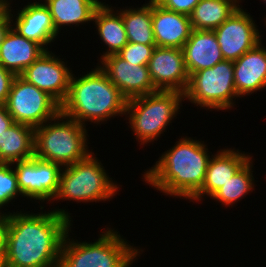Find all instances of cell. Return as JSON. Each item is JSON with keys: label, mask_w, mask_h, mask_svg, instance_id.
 Masks as SVG:
<instances>
[{"label": "cell", "mask_w": 266, "mask_h": 267, "mask_svg": "<svg viewBox=\"0 0 266 267\" xmlns=\"http://www.w3.org/2000/svg\"><path fill=\"white\" fill-rule=\"evenodd\" d=\"M70 215L63 209L7 212V267H59Z\"/></svg>", "instance_id": "cell-1"}, {"label": "cell", "mask_w": 266, "mask_h": 267, "mask_svg": "<svg viewBox=\"0 0 266 267\" xmlns=\"http://www.w3.org/2000/svg\"><path fill=\"white\" fill-rule=\"evenodd\" d=\"M178 140L143 177L165 195L191 200L202 188L210 154L204 141L187 136Z\"/></svg>", "instance_id": "cell-2"}, {"label": "cell", "mask_w": 266, "mask_h": 267, "mask_svg": "<svg viewBox=\"0 0 266 267\" xmlns=\"http://www.w3.org/2000/svg\"><path fill=\"white\" fill-rule=\"evenodd\" d=\"M127 101L97 65L81 77L72 74L61 113L83 126L86 121L98 125L111 117L125 115Z\"/></svg>", "instance_id": "cell-3"}, {"label": "cell", "mask_w": 266, "mask_h": 267, "mask_svg": "<svg viewBox=\"0 0 266 267\" xmlns=\"http://www.w3.org/2000/svg\"><path fill=\"white\" fill-rule=\"evenodd\" d=\"M69 231L61 246L59 267H130L141 254V249L109 227L95 242L70 240Z\"/></svg>", "instance_id": "cell-4"}, {"label": "cell", "mask_w": 266, "mask_h": 267, "mask_svg": "<svg viewBox=\"0 0 266 267\" xmlns=\"http://www.w3.org/2000/svg\"><path fill=\"white\" fill-rule=\"evenodd\" d=\"M87 133L86 126L60 112L35 128L34 156L62 167L79 162L92 152L87 147Z\"/></svg>", "instance_id": "cell-5"}, {"label": "cell", "mask_w": 266, "mask_h": 267, "mask_svg": "<svg viewBox=\"0 0 266 267\" xmlns=\"http://www.w3.org/2000/svg\"><path fill=\"white\" fill-rule=\"evenodd\" d=\"M182 100L184 93L180 91L157 90L127 101L125 116L140 145L157 141L177 116Z\"/></svg>", "instance_id": "cell-6"}, {"label": "cell", "mask_w": 266, "mask_h": 267, "mask_svg": "<svg viewBox=\"0 0 266 267\" xmlns=\"http://www.w3.org/2000/svg\"><path fill=\"white\" fill-rule=\"evenodd\" d=\"M107 174L101 161L91 152L79 162L62 168L54 201L65 199L90 203L112 199L119 187Z\"/></svg>", "instance_id": "cell-7"}, {"label": "cell", "mask_w": 266, "mask_h": 267, "mask_svg": "<svg viewBox=\"0 0 266 267\" xmlns=\"http://www.w3.org/2000/svg\"><path fill=\"white\" fill-rule=\"evenodd\" d=\"M233 73V61L225 59L211 68L192 73L184 99L201 108L217 111L234 107L233 98L239 96L235 89Z\"/></svg>", "instance_id": "cell-8"}, {"label": "cell", "mask_w": 266, "mask_h": 267, "mask_svg": "<svg viewBox=\"0 0 266 267\" xmlns=\"http://www.w3.org/2000/svg\"><path fill=\"white\" fill-rule=\"evenodd\" d=\"M14 122L38 127L53 120L61 106L47 93L16 75L4 104Z\"/></svg>", "instance_id": "cell-9"}, {"label": "cell", "mask_w": 266, "mask_h": 267, "mask_svg": "<svg viewBox=\"0 0 266 267\" xmlns=\"http://www.w3.org/2000/svg\"><path fill=\"white\" fill-rule=\"evenodd\" d=\"M11 164L14 165L22 197L40 200L41 203L46 200L54 201L59 189L62 170L60 164L41 160L35 156Z\"/></svg>", "instance_id": "cell-10"}, {"label": "cell", "mask_w": 266, "mask_h": 267, "mask_svg": "<svg viewBox=\"0 0 266 267\" xmlns=\"http://www.w3.org/2000/svg\"><path fill=\"white\" fill-rule=\"evenodd\" d=\"M223 58L236 61L261 42V35L250 13L238 7L219 27L214 29Z\"/></svg>", "instance_id": "cell-11"}, {"label": "cell", "mask_w": 266, "mask_h": 267, "mask_svg": "<svg viewBox=\"0 0 266 267\" xmlns=\"http://www.w3.org/2000/svg\"><path fill=\"white\" fill-rule=\"evenodd\" d=\"M71 71L67 62L46 50L20 76L47 93L61 106L69 92Z\"/></svg>", "instance_id": "cell-12"}, {"label": "cell", "mask_w": 266, "mask_h": 267, "mask_svg": "<svg viewBox=\"0 0 266 267\" xmlns=\"http://www.w3.org/2000/svg\"><path fill=\"white\" fill-rule=\"evenodd\" d=\"M100 62V69L127 100L158 90L152 82L147 65L127 62L118 54L106 56Z\"/></svg>", "instance_id": "cell-13"}, {"label": "cell", "mask_w": 266, "mask_h": 267, "mask_svg": "<svg viewBox=\"0 0 266 267\" xmlns=\"http://www.w3.org/2000/svg\"><path fill=\"white\" fill-rule=\"evenodd\" d=\"M147 66L158 90L185 92L189 74L181 48L156 47Z\"/></svg>", "instance_id": "cell-14"}, {"label": "cell", "mask_w": 266, "mask_h": 267, "mask_svg": "<svg viewBox=\"0 0 266 267\" xmlns=\"http://www.w3.org/2000/svg\"><path fill=\"white\" fill-rule=\"evenodd\" d=\"M11 12L13 11L10 6L11 23L14 25L12 28L23 37L35 41L48 50L47 45L55 41L58 33L55 30L49 8L44 2H28L21 10H18L17 16Z\"/></svg>", "instance_id": "cell-15"}, {"label": "cell", "mask_w": 266, "mask_h": 267, "mask_svg": "<svg viewBox=\"0 0 266 267\" xmlns=\"http://www.w3.org/2000/svg\"><path fill=\"white\" fill-rule=\"evenodd\" d=\"M251 157L235 148L220 149L211 155L202 188L190 202L201 201L206 195L211 198Z\"/></svg>", "instance_id": "cell-16"}, {"label": "cell", "mask_w": 266, "mask_h": 267, "mask_svg": "<svg viewBox=\"0 0 266 267\" xmlns=\"http://www.w3.org/2000/svg\"><path fill=\"white\" fill-rule=\"evenodd\" d=\"M152 27L156 47L183 48L192 32L190 17L168 10L152 0Z\"/></svg>", "instance_id": "cell-17"}, {"label": "cell", "mask_w": 266, "mask_h": 267, "mask_svg": "<svg viewBox=\"0 0 266 267\" xmlns=\"http://www.w3.org/2000/svg\"><path fill=\"white\" fill-rule=\"evenodd\" d=\"M233 64L235 89L240 98L266 88V49L261 42Z\"/></svg>", "instance_id": "cell-18"}, {"label": "cell", "mask_w": 266, "mask_h": 267, "mask_svg": "<svg viewBox=\"0 0 266 267\" xmlns=\"http://www.w3.org/2000/svg\"><path fill=\"white\" fill-rule=\"evenodd\" d=\"M182 50L189 76L224 60L214 30L193 29Z\"/></svg>", "instance_id": "cell-19"}, {"label": "cell", "mask_w": 266, "mask_h": 267, "mask_svg": "<svg viewBox=\"0 0 266 267\" xmlns=\"http://www.w3.org/2000/svg\"><path fill=\"white\" fill-rule=\"evenodd\" d=\"M45 51L40 44L23 37L11 27L0 46V64L20 75Z\"/></svg>", "instance_id": "cell-20"}, {"label": "cell", "mask_w": 266, "mask_h": 267, "mask_svg": "<svg viewBox=\"0 0 266 267\" xmlns=\"http://www.w3.org/2000/svg\"><path fill=\"white\" fill-rule=\"evenodd\" d=\"M35 128L14 123L0 134V162L14 163L34 156Z\"/></svg>", "instance_id": "cell-21"}, {"label": "cell", "mask_w": 266, "mask_h": 267, "mask_svg": "<svg viewBox=\"0 0 266 267\" xmlns=\"http://www.w3.org/2000/svg\"><path fill=\"white\" fill-rule=\"evenodd\" d=\"M111 7V5L102 3L93 16L97 34L108 48L105 53L103 52L100 60L106 56L117 54L128 43L122 15Z\"/></svg>", "instance_id": "cell-22"}, {"label": "cell", "mask_w": 266, "mask_h": 267, "mask_svg": "<svg viewBox=\"0 0 266 267\" xmlns=\"http://www.w3.org/2000/svg\"><path fill=\"white\" fill-rule=\"evenodd\" d=\"M102 3L99 0H46L44 2L49 8L58 34L63 26L74 24L79 26L93 21L95 11Z\"/></svg>", "instance_id": "cell-23"}, {"label": "cell", "mask_w": 266, "mask_h": 267, "mask_svg": "<svg viewBox=\"0 0 266 267\" xmlns=\"http://www.w3.org/2000/svg\"><path fill=\"white\" fill-rule=\"evenodd\" d=\"M239 6L236 0H200L189 16L192 29L214 30Z\"/></svg>", "instance_id": "cell-24"}, {"label": "cell", "mask_w": 266, "mask_h": 267, "mask_svg": "<svg viewBox=\"0 0 266 267\" xmlns=\"http://www.w3.org/2000/svg\"><path fill=\"white\" fill-rule=\"evenodd\" d=\"M128 42L156 45L152 27V0L140 8L121 9Z\"/></svg>", "instance_id": "cell-25"}, {"label": "cell", "mask_w": 266, "mask_h": 267, "mask_svg": "<svg viewBox=\"0 0 266 267\" xmlns=\"http://www.w3.org/2000/svg\"><path fill=\"white\" fill-rule=\"evenodd\" d=\"M253 160L252 157L238 170V172L228 180L225 185L218 190L211 199L219 201L222 205L232 206L238 203L245 195L254 190L253 177Z\"/></svg>", "instance_id": "cell-26"}, {"label": "cell", "mask_w": 266, "mask_h": 267, "mask_svg": "<svg viewBox=\"0 0 266 267\" xmlns=\"http://www.w3.org/2000/svg\"><path fill=\"white\" fill-rule=\"evenodd\" d=\"M10 163L0 162V209L17 196L22 195L13 166Z\"/></svg>", "instance_id": "cell-27"}, {"label": "cell", "mask_w": 266, "mask_h": 267, "mask_svg": "<svg viewBox=\"0 0 266 267\" xmlns=\"http://www.w3.org/2000/svg\"><path fill=\"white\" fill-rule=\"evenodd\" d=\"M156 45L128 42L117 54L135 65H148Z\"/></svg>", "instance_id": "cell-28"}, {"label": "cell", "mask_w": 266, "mask_h": 267, "mask_svg": "<svg viewBox=\"0 0 266 267\" xmlns=\"http://www.w3.org/2000/svg\"><path fill=\"white\" fill-rule=\"evenodd\" d=\"M162 7L190 16L200 0H155Z\"/></svg>", "instance_id": "cell-29"}, {"label": "cell", "mask_w": 266, "mask_h": 267, "mask_svg": "<svg viewBox=\"0 0 266 267\" xmlns=\"http://www.w3.org/2000/svg\"><path fill=\"white\" fill-rule=\"evenodd\" d=\"M15 76L0 64V105L6 103Z\"/></svg>", "instance_id": "cell-30"}, {"label": "cell", "mask_w": 266, "mask_h": 267, "mask_svg": "<svg viewBox=\"0 0 266 267\" xmlns=\"http://www.w3.org/2000/svg\"><path fill=\"white\" fill-rule=\"evenodd\" d=\"M10 16V5L3 3L0 6V46L3 43L6 34L12 27Z\"/></svg>", "instance_id": "cell-31"}, {"label": "cell", "mask_w": 266, "mask_h": 267, "mask_svg": "<svg viewBox=\"0 0 266 267\" xmlns=\"http://www.w3.org/2000/svg\"><path fill=\"white\" fill-rule=\"evenodd\" d=\"M7 247V214L0 216V256H6Z\"/></svg>", "instance_id": "cell-32"}, {"label": "cell", "mask_w": 266, "mask_h": 267, "mask_svg": "<svg viewBox=\"0 0 266 267\" xmlns=\"http://www.w3.org/2000/svg\"><path fill=\"white\" fill-rule=\"evenodd\" d=\"M13 117L8 113L4 105H0V134L14 124Z\"/></svg>", "instance_id": "cell-33"}, {"label": "cell", "mask_w": 266, "mask_h": 267, "mask_svg": "<svg viewBox=\"0 0 266 267\" xmlns=\"http://www.w3.org/2000/svg\"><path fill=\"white\" fill-rule=\"evenodd\" d=\"M0 267H7L6 256H0Z\"/></svg>", "instance_id": "cell-34"}, {"label": "cell", "mask_w": 266, "mask_h": 267, "mask_svg": "<svg viewBox=\"0 0 266 267\" xmlns=\"http://www.w3.org/2000/svg\"><path fill=\"white\" fill-rule=\"evenodd\" d=\"M11 0H3V3L6 4V5H10V2ZM39 1V0H38ZM46 0H44L43 2H45ZM39 2L42 3V0H40Z\"/></svg>", "instance_id": "cell-35"}]
</instances>
